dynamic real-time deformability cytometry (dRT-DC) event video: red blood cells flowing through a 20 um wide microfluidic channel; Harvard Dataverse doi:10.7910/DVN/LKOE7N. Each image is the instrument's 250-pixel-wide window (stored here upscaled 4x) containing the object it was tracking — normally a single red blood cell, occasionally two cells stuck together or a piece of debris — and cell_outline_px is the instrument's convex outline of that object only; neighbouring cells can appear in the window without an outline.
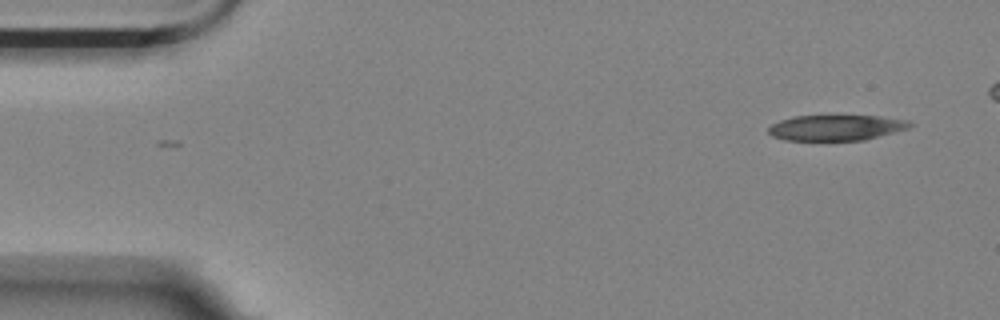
{"species": "Egyptian fruit bat (a non-hibernating species)", "species_latin": "Rousettus aegyptiacus", "temperature_condition": "room temperature", "stored_images_in_passage": 5, "camera_frame_rate_fps": 3000, "um_per_image_px": 0.085, "animal": {"sex": "female"}, "frame": {"image": 1, "passage_image": 1, "time_ms": 0.0, "image_size_px": [1000, 320], "cell_outline_px": [[916, 124], [908, 128], [864, 140], [784, 140], [772, 136], [768, 132], [768, 128], [772, 124], [780, 120], [796, 116], [880, 116], [908, 120]], "centroid_in_image_um": [71.08, 10.85], "position_along_channel_um": 13.9, "area_um2": 20.98}}